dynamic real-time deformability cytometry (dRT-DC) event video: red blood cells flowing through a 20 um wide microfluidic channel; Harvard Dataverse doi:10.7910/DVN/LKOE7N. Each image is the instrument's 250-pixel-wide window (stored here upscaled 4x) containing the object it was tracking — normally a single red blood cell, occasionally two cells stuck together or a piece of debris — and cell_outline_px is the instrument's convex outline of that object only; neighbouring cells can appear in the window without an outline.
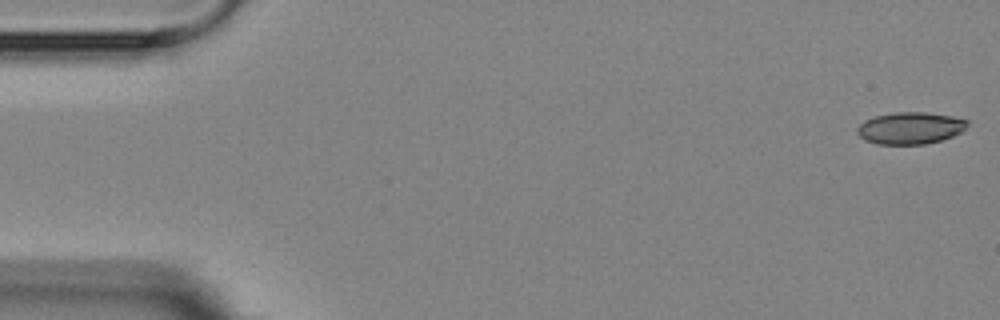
{"species": "Egyptian fruit bat (a non-hibernating species)", "species_latin": "Rousettus aegyptiacus", "temperature_condition": "room temperature", "stored_images_in_passage": 5, "camera_frame_rate_fps": 3000, "um_per_image_px": 0.085, "animal": {"sex": "female"}, "frame": {"image": 1, "passage_image": 1, "time_ms": 0.0, "image_size_px": [1000, 320], "cell_outline_px": [[968, 124], [960, 132], [952, 136], [940, 140], [924, 144], [876, 144], [864, 140], [856, 132], [856, 128], [864, 120], [876, 116], [896, 112], [924, 112], [952, 116], [968, 120]], "centroid_in_image_um": [77.33, 10.88], "position_along_channel_um": 7.7, "area_um2": 20.4}}
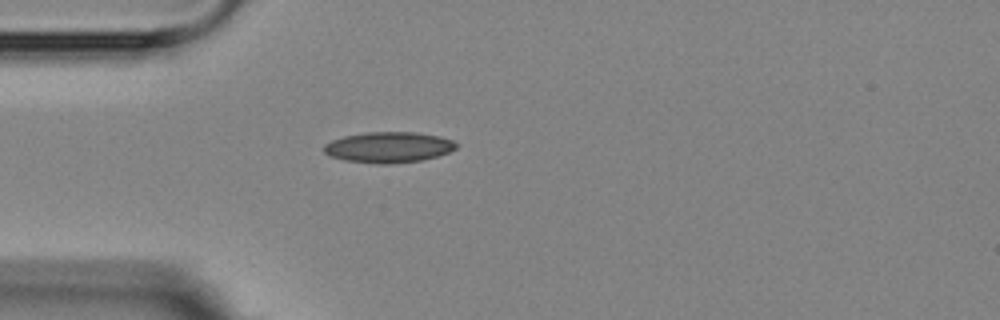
{"frame": {"image": 2, "passage_image": 5, "time_ms": 4.667, "image_size_px": [1000, 320], "cell_outline_px": [[460, 144], [456, 148], [448, 152], [424, 160], [392, 164], [376, 164], [344, 160], [332, 156], [324, 152], [324, 144], [332, 140], [344, 136], [368, 132], [416, 132], [440, 136], [452, 140]], "centroid_in_image_um": [33.06, 12.52], "position_along_channel_um": 51.9, "area_um2": 23.81}}